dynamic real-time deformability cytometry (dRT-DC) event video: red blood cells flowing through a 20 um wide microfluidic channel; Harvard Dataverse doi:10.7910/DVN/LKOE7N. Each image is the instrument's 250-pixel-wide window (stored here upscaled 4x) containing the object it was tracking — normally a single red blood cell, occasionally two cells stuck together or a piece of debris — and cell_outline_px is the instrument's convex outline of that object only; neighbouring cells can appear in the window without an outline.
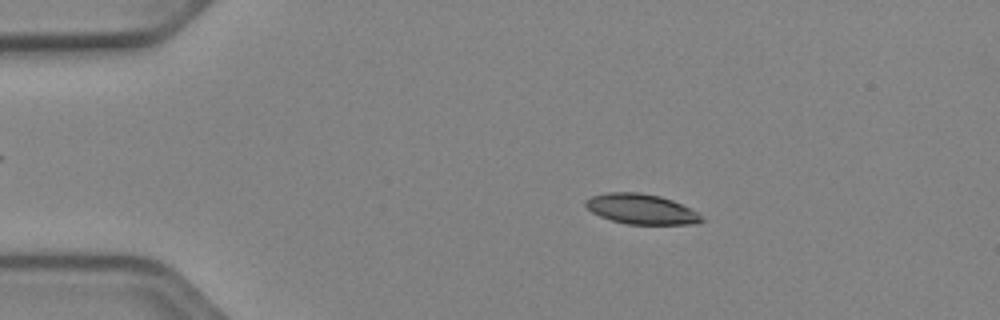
{"species": "Egyptian fruit bat (a non-hibernating species)", "species_latin": "Rousettus aegyptiacus", "temperature_condition": "cold", "stored_images_in_passage": 44, "camera_frame_rate_fps": 3000, "um_per_image_px": 0.085, "animal": {"sex": "female"}, "frame": {"image": 1, "passage_image": 2, "time_ms": 0.333, "image_size_px": [1000, 320], "cell_outline_px": [[704, 220], [696, 224], [628, 224], [612, 220], [600, 216], [592, 212], [584, 204], [584, 200], [592, 196], [608, 192], [640, 192], [660, 196], [672, 200], [696, 212]], "centroid_in_image_um": [54.47, 17.76], "position_along_channel_um": 30.5, "area_um2": 20.17}}
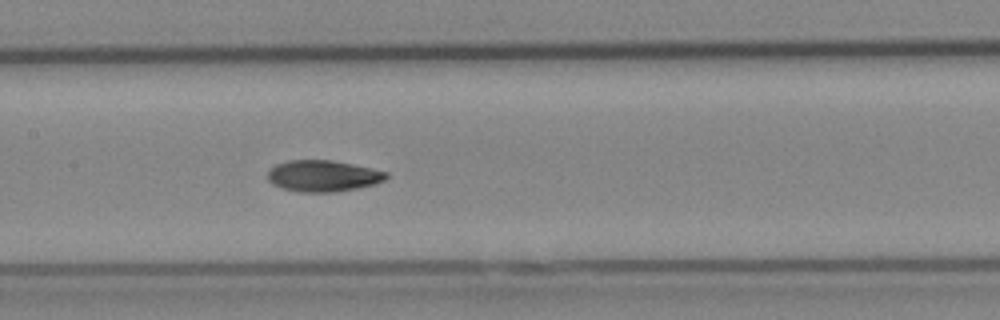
{"frame": {"image": 2, "passage_image": 18, "time_ms": 5.667, "image_size_px": [1000, 320], "cell_outline_px": [[388, 176], [384, 180], [376, 184], [356, 188], [332, 192], [300, 192], [284, 188], [272, 184], [268, 180], [268, 172], [276, 164], [288, 160], [332, 160], [372, 168], [388, 172]], "centroid_in_image_um": [27.47, 14.95], "position_along_channel_um": 179.9, "area_um2": 21.56}}
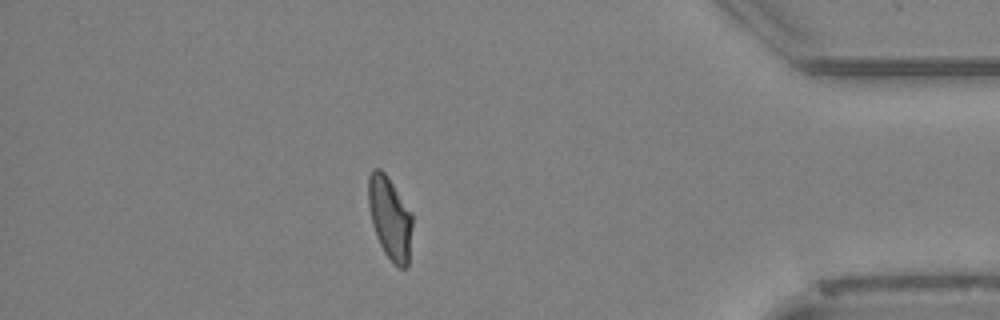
{"frame": {"image": 3, "passage_image": 38, "time_ms": 12.333, "image_size_px": [1000, 320], "cell_outline_px": [[412, 224], [408, 268], [400, 268], [384, 252], [376, 236], [372, 224], [368, 204], [368, 176], [372, 168], [380, 168], [384, 172], [412, 212]], "centroid_in_image_um": [33.13, 18.51], "position_along_channel_um": 402.1, "area_um2": 21.15}, "authors_computed_cell_mechanics": {"area_um2": 21.2126, "velocity_mm_per_s": 3.9005, "shape_relaxation_time_tau1_ms": 4.9693, "shape_relaxation_time_tau2_ms": 3.8401, "deformation_change_tau1": 0.1522, "deformation_change_tau2": 0.0766}}